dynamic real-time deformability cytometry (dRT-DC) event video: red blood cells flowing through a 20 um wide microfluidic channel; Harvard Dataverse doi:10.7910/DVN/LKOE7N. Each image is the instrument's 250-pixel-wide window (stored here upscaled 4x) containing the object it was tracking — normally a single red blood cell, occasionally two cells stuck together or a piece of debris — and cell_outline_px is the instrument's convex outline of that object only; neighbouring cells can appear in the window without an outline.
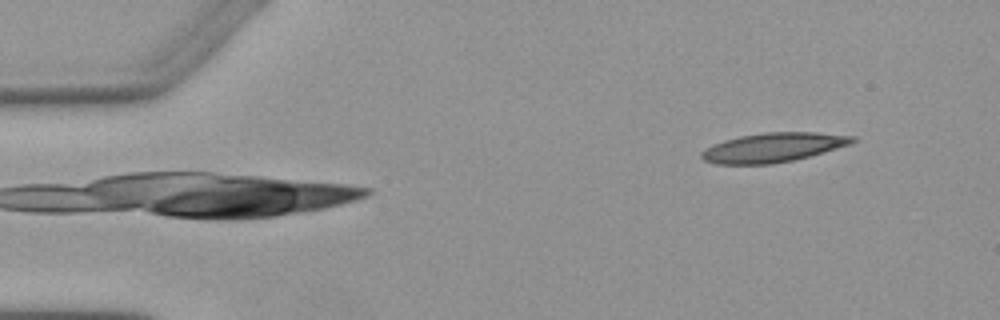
{"species": "Egyptian fruit bat (a non-hibernating species)", "species_latin": "Rousettus aegyptiacus", "temperature_condition": "warm", "stored_images_in_passage": 2, "camera_frame_rate_fps": 3000, "um_per_image_px": 0.085, "animal": {"sex": "female"}, "frame": {"image": 1, "passage_image": 2, "time_ms": 1.0, "image_size_px": [1000, 320], "cell_outline_px": [[856, 140], [852, 144], [824, 152], [792, 160], [772, 164], [716, 164], [704, 160], [700, 156], [700, 152], [704, 148], [712, 144], [724, 140], [740, 136], [764, 132], [816, 132], [856, 136]], "centroid_in_image_um": [65.71, 12.53], "position_along_channel_um": 19.3, "area_um2": 25.89}}